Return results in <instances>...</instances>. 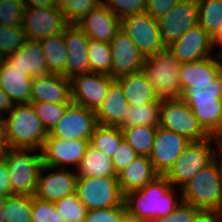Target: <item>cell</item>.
I'll return each mask as SVG.
<instances>
[{
	"mask_svg": "<svg viewBox=\"0 0 222 222\" xmlns=\"http://www.w3.org/2000/svg\"><path fill=\"white\" fill-rule=\"evenodd\" d=\"M25 6L57 7L58 0H23Z\"/></svg>",
	"mask_w": 222,
	"mask_h": 222,
	"instance_id": "cell-52",
	"label": "cell"
},
{
	"mask_svg": "<svg viewBox=\"0 0 222 222\" xmlns=\"http://www.w3.org/2000/svg\"><path fill=\"white\" fill-rule=\"evenodd\" d=\"M115 80L120 84L131 106L139 107L159 100L150 81L142 71L120 76Z\"/></svg>",
	"mask_w": 222,
	"mask_h": 222,
	"instance_id": "cell-27",
	"label": "cell"
},
{
	"mask_svg": "<svg viewBox=\"0 0 222 222\" xmlns=\"http://www.w3.org/2000/svg\"><path fill=\"white\" fill-rule=\"evenodd\" d=\"M31 222H64L55 203L41 200L32 195Z\"/></svg>",
	"mask_w": 222,
	"mask_h": 222,
	"instance_id": "cell-43",
	"label": "cell"
},
{
	"mask_svg": "<svg viewBox=\"0 0 222 222\" xmlns=\"http://www.w3.org/2000/svg\"><path fill=\"white\" fill-rule=\"evenodd\" d=\"M109 45L112 57V78L142 71L145 57L122 29L115 34Z\"/></svg>",
	"mask_w": 222,
	"mask_h": 222,
	"instance_id": "cell-16",
	"label": "cell"
},
{
	"mask_svg": "<svg viewBox=\"0 0 222 222\" xmlns=\"http://www.w3.org/2000/svg\"><path fill=\"white\" fill-rule=\"evenodd\" d=\"M25 10L23 0H0V25L21 26Z\"/></svg>",
	"mask_w": 222,
	"mask_h": 222,
	"instance_id": "cell-42",
	"label": "cell"
},
{
	"mask_svg": "<svg viewBox=\"0 0 222 222\" xmlns=\"http://www.w3.org/2000/svg\"><path fill=\"white\" fill-rule=\"evenodd\" d=\"M89 141L85 139L62 140L48 134L40 151L43 165L66 169L65 165L72 164L77 168Z\"/></svg>",
	"mask_w": 222,
	"mask_h": 222,
	"instance_id": "cell-13",
	"label": "cell"
},
{
	"mask_svg": "<svg viewBox=\"0 0 222 222\" xmlns=\"http://www.w3.org/2000/svg\"><path fill=\"white\" fill-rule=\"evenodd\" d=\"M159 126L180 134L190 142L210 137L182 99L161 100Z\"/></svg>",
	"mask_w": 222,
	"mask_h": 222,
	"instance_id": "cell-8",
	"label": "cell"
},
{
	"mask_svg": "<svg viewBox=\"0 0 222 222\" xmlns=\"http://www.w3.org/2000/svg\"><path fill=\"white\" fill-rule=\"evenodd\" d=\"M5 58L15 68H20L29 76L39 77L49 74L39 41L27 39L21 48Z\"/></svg>",
	"mask_w": 222,
	"mask_h": 222,
	"instance_id": "cell-26",
	"label": "cell"
},
{
	"mask_svg": "<svg viewBox=\"0 0 222 222\" xmlns=\"http://www.w3.org/2000/svg\"><path fill=\"white\" fill-rule=\"evenodd\" d=\"M210 138L212 142L217 143L218 149L216 150L222 149V118L220 120L218 127L210 135Z\"/></svg>",
	"mask_w": 222,
	"mask_h": 222,
	"instance_id": "cell-54",
	"label": "cell"
},
{
	"mask_svg": "<svg viewBox=\"0 0 222 222\" xmlns=\"http://www.w3.org/2000/svg\"><path fill=\"white\" fill-rule=\"evenodd\" d=\"M32 195L12 194L3 199L4 222H31Z\"/></svg>",
	"mask_w": 222,
	"mask_h": 222,
	"instance_id": "cell-33",
	"label": "cell"
},
{
	"mask_svg": "<svg viewBox=\"0 0 222 222\" xmlns=\"http://www.w3.org/2000/svg\"><path fill=\"white\" fill-rule=\"evenodd\" d=\"M10 195V175L5 158L0 156V200Z\"/></svg>",
	"mask_w": 222,
	"mask_h": 222,
	"instance_id": "cell-49",
	"label": "cell"
},
{
	"mask_svg": "<svg viewBox=\"0 0 222 222\" xmlns=\"http://www.w3.org/2000/svg\"><path fill=\"white\" fill-rule=\"evenodd\" d=\"M55 206L64 222H84L87 209L76 192L58 200Z\"/></svg>",
	"mask_w": 222,
	"mask_h": 222,
	"instance_id": "cell-39",
	"label": "cell"
},
{
	"mask_svg": "<svg viewBox=\"0 0 222 222\" xmlns=\"http://www.w3.org/2000/svg\"><path fill=\"white\" fill-rule=\"evenodd\" d=\"M191 222H222V213L214 210H199Z\"/></svg>",
	"mask_w": 222,
	"mask_h": 222,
	"instance_id": "cell-50",
	"label": "cell"
},
{
	"mask_svg": "<svg viewBox=\"0 0 222 222\" xmlns=\"http://www.w3.org/2000/svg\"><path fill=\"white\" fill-rule=\"evenodd\" d=\"M126 213L125 203L114 207L89 210L84 222H121Z\"/></svg>",
	"mask_w": 222,
	"mask_h": 222,
	"instance_id": "cell-45",
	"label": "cell"
},
{
	"mask_svg": "<svg viewBox=\"0 0 222 222\" xmlns=\"http://www.w3.org/2000/svg\"><path fill=\"white\" fill-rule=\"evenodd\" d=\"M101 3L102 0H58V8L69 24H76Z\"/></svg>",
	"mask_w": 222,
	"mask_h": 222,
	"instance_id": "cell-38",
	"label": "cell"
},
{
	"mask_svg": "<svg viewBox=\"0 0 222 222\" xmlns=\"http://www.w3.org/2000/svg\"><path fill=\"white\" fill-rule=\"evenodd\" d=\"M124 139L122 130L118 126H104L98 124L91 135L89 144L112 158Z\"/></svg>",
	"mask_w": 222,
	"mask_h": 222,
	"instance_id": "cell-32",
	"label": "cell"
},
{
	"mask_svg": "<svg viewBox=\"0 0 222 222\" xmlns=\"http://www.w3.org/2000/svg\"><path fill=\"white\" fill-rule=\"evenodd\" d=\"M217 44H219L221 46V49L218 53L219 55H221L222 54V24L220 26V29H219L218 33L213 38V48Z\"/></svg>",
	"mask_w": 222,
	"mask_h": 222,
	"instance_id": "cell-55",
	"label": "cell"
},
{
	"mask_svg": "<svg viewBox=\"0 0 222 222\" xmlns=\"http://www.w3.org/2000/svg\"><path fill=\"white\" fill-rule=\"evenodd\" d=\"M9 145L6 139V132L3 120L0 118V156L9 150Z\"/></svg>",
	"mask_w": 222,
	"mask_h": 222,
	"instance_id": "cell-53",
	"label": "cell"
},
{
	"mask_svg": "<svg viewBox=\"0 0 222 222\" xmlns=\"http://www.w3.org/2000/svg\"><path fill=\"white\" fill-rule=\"evenodd\" d=\"M157 127L132 126L121 129L124 139L134 148L139 156L149 157L153 148Z\"/></svg>",
	"mask_w": 222,
	"mask_h": 222,
	"instance_id": "cell-36",
	"label": "cell"
},
{
	"mask_svg": "<svg viewBox=\"0 0 222 222\" xmlns=\"http://www.w3.org/2000/svg\"><path fill=\"white\" fill-rule=\"evenodd\" d=\"M160 105L161 100L139 107L129 105L124 115V121L119 128L126 129L132 126H159Z\"/></svg>",
	"mask_w": 222,
	"mask_h": 222,
	"instance_id": "cell-31",
	"label": "cell"
},
{
	"mask_svg": "<svg viewBox=\"0 0 222 222\" xmlns=\"http://www.w3.org/2000/svg\"><path fill=\"white\" fill-rule=\"evenodd\" d=\"M89 38L77 24H69L64 30V42L68 51L67 78L88 73L89 57L87 53Z\"/></svg>",
	"mask_w": 222,
	"mask_h": 222,
	"instance_id": "cell-21",
	"label": "cell"
},
{
	"mask_svg": "<svg viewBox=\"0 0 222 222\" xmlns=\"http://www.w3.org/2000/svg\"><path fill=\"white\" fill-rule=\"evenodd\" d=\"M181 99L188 106L222 103V72L211 83H191Z\"/></svg>",
	"mask_w": 222,
	"mask_h": 222,
	"instance_id": "cell-30",
	"label": "cell"
},
{
	"mask_svg": "<svg viewBox=\"0 0 222 222\" xmlns=\"http://www.w3.org/2000/svg\"><path fill=\"white\" fill-rule=\"evenodd\" d=\"M47 170H56V168L43 165L37 182L35 197L50 202H57L65 196L76 192L77 174L71 171L59 168L58 171L43 175Z\"/></svg>",
	"mask_w": 222,
	"mask_h": 222,
	"instance_id": "cell-18",
	"label": "cell"
},
{
	"mask_svg": "<svg viewBox=\"0 0 222 222\" xmlns=\"http://www.w3.org/2000/svg\"><path fill=\"white\" fill-rule=\"evenodd\" d=\"M213 39L199 25L189 28L180 38L166 47L181 63L212 56Z\"/></svg>",
	"mask_w": 222,
	"mask_h": 222,
	"instance_id": "cell-17",
	"label": "cell"
},
{
	"mask_svg": "<svg viewBox=\"0 0 222 222\" xmlns=\"http://www.w3.org/2000/svg\"><path fill=\"white\" fill-rule=\"evenodd\" d=\"M2 120L11 149L40 150L49 134L36 115L31 103L15 104Z\"/></svg>",
	"mask_w": 222,
	"mask_h": 222,
	"instance_id": "cell-2",
	"label": "cell"
},
{
	"mask_svg": "<svg viewBox=\"0 0 222 222\" xmlns=\"http://www.w3.org/2000/svg\"><path fill=\"white\" fill-rule=\"evenodd\" d=\"M15 103L0 87V118L5 117V113H10L13 110Z\"/></svg>",
	"mask_w": 222,
	"mask_h": 222,
	"instance_id": "cell-51",
	"label": "cell"
},
{
	"mask_svg": "<svg viewBox=\"0 0 222 222\" xmlns=\"http://www.w3.org/2000/svg\"><path fill=\"white\" fill-rule=\"evenodd\" d=\"M129 107L120 84L114 80L108 87L105 98L95 110L97 122L104 126H120Z\"/></svg>",
	"mask_w": 222,
	"mask_h": 222,
	"instance_id": "cell-23",
	"label": "cell"
},
{
	"mask_svg": "<svg viewBox=\"0 0 222 222\" xmlns=\"http://www.w3.org/2000/svg\"><path fill=\"white\" fill-rule=\"evenodd\" d=\"M76 193L87 211L124 203L117 177H77Z\"/></svg>",
	"mask_w": 222,
	"mask_h": 222,
	"instance_id": "cell-7",
	"label": "cell"
},
{
	"mask_svg": "<svg viewBox=\"0 0 222 222\" xmlns=\"http://www.w3.org/2000/svg\"><path fill=\"white\" fill-rule=\"evenodd\" d=\"M211 138L190 142L174 162L170 170L164 175L174 185L181 186L191 180L200 170L209 165L217 156L216 150L211 147Z\"/></svg>",
	"mask_w": 222,
	"mask_h": 222,
	"instance_id": "cell-6",
	"label": "cell"
},
{
	"mask_svg": "<svg viewBox=\"0 0 222 222\" xmlns=\"http://www.w3.org/2000/svg\"><path fill=\"white\" fill-rule=\"evenodd\" d=\"M179 0H147L146 10L154 19L163 17Z\"/></svg>",
	"mask_w": 222,
	"mask_h": 222,
	"instance_id": "cell-47",
	"label": "cell"
},
{
	"mask_svg": "<svg viewBox=\"0 0 222 222\" xmlns=\"http://www.w3.org/2000/svg\"><path fill=\"white\" fill-rule=\"evenodd\" d=\"M139 155L134 148L123 139L117 152L112 157L113 168L115 173L121 172L128 164H130Z\"/></svg>",
	"mask_w": 222,
	"mask_h": 222,
	"instance_id": "cell-46",
	"label": "cell"
},
{
	"mask_svg": "<svg viewBox=\"0 0 222 222\" xmlns=\"http://www.w3.org/2000/svg\"><path fill=\"white\" fill-rule=\"evenodd\" d=\"M97 125L98 122L94 110L71 102L62 118L49 134L62 140H90Z\"/></svg>",
	"mask_w": 222,
	"mask_h": 222,
	"instance_id": "cell-12",
	"label": "cell"
},
{
	"mask_svg": "<svg viewBox=\"0 0 222 222\" xmlns=\"http://www.w3.org/2000/svg\"><path fill=\"white\" fill-rule=\"evenodd\" d=\"M121 222H146L144 220L138 219L137 217H133L132 215L126 213Z\"/></svg>",
	"mask_w": 222,
	"mask_h": 222,
	"instance_id": "cell-56",
	"label": "cell"
},
{
	"mask_svg": "<svg viewBox=\"0 0 222 222\" xmlns=\"http://www.w3.org/2000/svg\"><path fill=\"white\" fill-rule=\"evenodd\" d=\"M68 25L58 6H25L21 26L29 40L40 41L50 35L62 33Z\"/></svg>",
	"mask_w": 222,
	"mask_h": 222,
	"instance_id": "cell-10",
	"label": "cell"
},
{
	"mask_svg": "<svg viewBox=\"0 0 222 222\" xmlns=\"http://www.w3.org/2000/svg\"><path fill=\"white\" fill-rule=\"evenodd\" d=\"M2 211H3V200H0V222H4L3 216H2Z\"/></svg>",
	"mask_w": 222,
	"mask_h": 222,
	"instance_id": "cell-58",
	"label": "cell"
},
{
	"mask_svg": "<svg viewBox=\"0 0 222 222\" xmlns=\"http://www.w3.org/2000/svg\"><path fill=\"white\" fill-rule=\"evenodd\" d=\"M198 24L213 39L222 24V0H198Z\"/></svg>",
	"mask_w": 222,
	"mask_h": 222,
	"instance_id": "cell-34",
	"label": "cell"
},
{
	"mask_svg": "<svg viewBox=\"0 0 222 222\" xmlns=\"http://www.w3.org/2000/svg\"><path fill=\"white\" fill-rule=\"evenodd\" d=\"M158 175L149 157L138 156L117 174V178L121 192L125 195L143 188Z\"/></svg>",
	"mask_w": 222,
	"mask_h": 222,
	"instance_id": "cell-24",
	"label": "cell"
},
{
	"mask_svg": "<svg viewBox=\"0 0 222 222\" xmlns=\"http://www.w3.org/2000/svg\"><path fill=\"white\" fill-rule=\"evenodd\" d=\"M199 210L198 207L181 201L170 215L173 217V222H191Z\"/></svg>",
	"mask_w": 222,
	"mask_h": 222,
	"instance_id": "cell-48",
	"label": "cell"
},
{
	"mask_svg": "<svg viewBox=\"0 0 222 222\" xmlns=\"http://www.w3.org/2000/svg\"><path fill=\"white\" fill-rule=\"evenodd\" d=\"M107 1V2H106ZM102 0V3L118 18L140 14L146 10L147 0Z\"/></svg>",
	"mask_w": 222,
	"mask_h": 222,
	"instance_id": "cell-44",
	"label": "cell"
},
{
	"mask_svg": "<svg viewBox=\"0 0 222 222\" xmlns=\"http://www.w3.org/2000/svg\"><path fill=\"white\" fill-rule=\"evenodd\" d=\"M89 71L111 76L112 57L109 42L89 39Z\"/></svg>",
	"mask_w": 222,
	"mask_h": 222,
	"instance_id": "cell-35",
	"label": "cell"
},
{
	"mask_svg": "<svg viewBox=\"0 0 222 222\" xmlns=\"http://www.w3.org/2000/svg\"><path fill=\"white\" fill-rule=\"evenodd\" d=\"M33 77L15 68L5 57L0 62V87L15 104L30 103Z\"/></svg>",
	"mask_w": 222,
	"mask_h": 222,
	"instance_id": "cell-22",
	"label": "cell"
},
{
	"mask_svg": "<svg viewBox=\"0 0 222 222\" xmlns=\"http://www.w3.org/2000/svg\"><path fill=\"white\" fill-rule=\"evenodd\" d=\"M39 42L44 52L48 72L60 74L67 78L68 51L64 42V32L50 35Z\"/></svg>",
	"mask_w": 222,
	"mask_h": 222,
	"instance_id": "cell-28",
	"label": "cell"
},
{
	"mask_svg": "<svg viewBox=\"0 0 222 222\" xmlns=\"http://www.w3.org/2000/svg\"><path fill=\"white\" fill-rule=\"evenodd\" d=\"M89 39L110 42L121 29V19L103 3L76 23Z\"/></svg>",
	"mask_w": 222,
	"mask_h": 222,
	"instance_id": "cell-20",
	"label": "cell"
},
{
	"mask_svg": "<svg viewBox=\"0 0 222 222\" xmlns=\"http://www.w3.org/2000/svg\"><path fill=\"white\" fill-rule=\"evenodd\" d=\"M181 199L201 210L222 213V166L217 157L182 188Z\"/></svg>",
	"mask_w": 222,
	"mask_h": 222,
	"instance_id": "cell-3",
	"label": "cell"
},
{
	"mask_svg": "<svg viewBox=\"0 0 222 222\" xmlns=\"http://www.w3.org/2000/svg\"><path fill=\"white\" fill-rule=\"evenodd\" d=\"M35 154H29L32 152ZM34 149H9L5 158L10 175V195H35L40 170L43 166L41 152Z\"/></svg>",
	"mask_w": 222,
	"mask_h": 222,
	"instance_id": "cell-5",
	"label": "cell"
},
{
	"mask_svg": "<svg viewBox=\"0 0 222 222\" xmlns=\"http://www.w3.org/2000/svg\"><path fill=\"white\" fill-rule=\"evenodd\" d=\"M31 104L46 131L50 133L58 121L62 118L70 103L39 102Z\"/></svg>",
	"mask_w": 222,
	"mask_h": 222,
	"instance_id": "cell-40",
	"label": "cell"
},
{
	"mask_svg": "<svg viewBox=\"0 0 222 222\" xmlns=\"http://www.w3.org/2000/svg\"><path fill=\"white\" fill-rule=\"evenodd\" d=\"M121 29L144 57L166 49L160 37L158 21L147 12L123 17Z\"/></svg>",
	"mask_w": 222,
	"mask_h": 222,
	"instance_id": "cell-9",
	"label": "cell"
},
{
	"mask_svg": "<svg viewBox=\"0 0 222 222\" xmlns=\"http://www.w3.org/2000/svg\"><path fill=\"white\" fill-rule=\"evenodd\" d=\"M71 103V80L60 74L33 77L30 103Z\"/></svg>",
	"mask_w": 222,
	"mask_h": 222,
	"instance_id": "cell-19",
	"label": "cell"
},
{
	"mask_svg": "<svg viewBox=\"0 0 222 222\" xmlns=\"http://www.w3.org/2000/svg\"><path fill=\"white\" fill-rule=\"evenodd\" d=\"M221 72V60L219 58L216 60L212 56L181 63L179 80L182 94L191 87V83H211Z\"/></svg>",
	"mask_w": 222,
	"mask_h": 222,
	"instance_id": "cell-25",
	"label": "cell"
},
{
	"mask_svg": "<svg viewBox=\"0 0 222 222\" xmlns=\"http://www.w3.org/2000/svg\"><path fill=\"white\" fill-rule=\"evenodd\" d=\"M190 143L185 137L157 126L149 159L159 175H165Z\"/></svg>",
	"mask_w": 222,
	"mask_h": 222,
	"instance_id": "cell-15",
	"label": "cell"
},
{
	"mask_svg": "<svg viewBox=\"0 0 222 222\" xmlns=\"http://www.w3.org/2000/svg\"><path fill=\"white\" fill-rule=\"evenodd\" d=\"M217 153H219L220 157H218V158H220V163H221V166H222V149L217 150Z\"/></svg>",
	"mask_w": 222,
	"mask_h": 222,
	"instance_id": "cell-59",
	"label": "cell"
},
{
	"mask_svg": "<svg viewBox=\"0 0 222 222\" xmlns=\"http://www.w3.org/2000/svg\"><path fill=\"white\" fill-rule=\"evenodd\" d=\"M217 57H219V58H220L221 63H222V54H221L220 56L218 55Z\"/></svg>",
	"mask_w": 222,
	"mask_h": 222,
	"instance_id": "cell-60",
	"label": "cell"
},
{
	"mask_svg": "<svg viewBox=\"0 0 222 222\" xmlns=\"http://www.w3.org/2000/svg\"><path fill=\"white\" fill-rule=\"evenodd\" d=\"M172 184L164 175H158L143 188L124 195L127 213L151 222L155 218L168 216L182 199L176 201ZM179 201V202H178Z\"/></svg>",
	"mask_w": 222,
	"mask_h": 222,
	"instance_id": "cell-1",
	"label": "cell"
},
{
	"mask_svg": "<svg viewBox=\"0 0 222 222\" xmlns=\"http://www.w3.org/2000/svg\"><path fill=\"white\" fill-rule=\"evenodd\" d=\"M27 40L22 26L6 27L0 25V54L7 57L15 53Z\"/></svg>",
	"mask_w": 222,
	"mask_h": 222,
	"instance_id": "cell-41",
	"label": "cell"
},
{
	"mask_svg": "<svg viewBox=\"0 0 222 222\" xmlns=\"http://www.w3.org/2000/svg\"><path fill=\"white\" fill-rule=\"evenodd\" d=\"M198 17V0H179L170 11L159 18L157 21L160 37L165 47L197 25Z\"/></svg>",
	"mask_w": 222,
	"mask_h": 222,
	"instance_id": "cell-11",
	"label": "cell"
},
{
	"mask_svg": "<svg viewBox=\"0 0 222 222\" xmlns=\"http://www.w3.org/2000/svg\"><path fill=\"white\" fill-rule=\"evenodd\" d=\"M189 107L202 128L211 135L222 118V103L197 104Z\"/></svg>",
	"mask_w": 222,
	"mask_h": 222,
	"instance_id": "cell-37",
	"label": "cell"
},
{
	"mask_svg": "<svg viewBox=\"0 0 222 222\" xmlns=\"http://www.w3.org/2000/svg\"><path fill=\"white\" fill-rule=\"evenodd\" d=\"M151 222H173V217L169 214L165 217L155 218Z\"/></svg>",
	"mask_w": 222,
	"mask_h": 222,
	"instance_id": "cell-57",
	"label": "cell"
},
{
	"mask_svg": "<svg viewBox=\"0 0 222 222\" xmlns=\"http://www.w3.org/2000/svg\"><path fill=\"white\" fill-rule=\"evenodd\" d=\"M70 80L72 102L95 111L115 79L109 75L88 72L76 75Z\"/></svg>",
	"mask_w": 222,
	"mask_h": 222,
	"instance_id": "cell-14",
	"label": "cell"
},
{
	"mask_svg": "<svg viewBox=\"0 0 222 222\" xmlns=\"http://www.w3.org/2000/svg\"><path fill=\"white\" fill-rule=\"evenodd\" d=\"M77 170L78 177H117L113 168L112 158L90 144L87 146Z\"/></svg>",
	"mask_w": 222,
	"mask_h": 222,
	"instance_id": "cell-29",
	"label": "cell"
},
{
	"mask_svg": "<svg viewBox=\"0 0 222 222\" xmlns=\"http://www.w3.org/2000/svg\"><path fill=\"white\" fill-rule=\"evenodd\" d=\"M180 66L181 62L168 49L145 57L142 72L150 81L159 100L182 98Z\"/></svg>",
	"mask_w": 222,
	"mask_h": 222,
	"instance_id": "cell-4",
	"label": "cell"
}]
</instances>
